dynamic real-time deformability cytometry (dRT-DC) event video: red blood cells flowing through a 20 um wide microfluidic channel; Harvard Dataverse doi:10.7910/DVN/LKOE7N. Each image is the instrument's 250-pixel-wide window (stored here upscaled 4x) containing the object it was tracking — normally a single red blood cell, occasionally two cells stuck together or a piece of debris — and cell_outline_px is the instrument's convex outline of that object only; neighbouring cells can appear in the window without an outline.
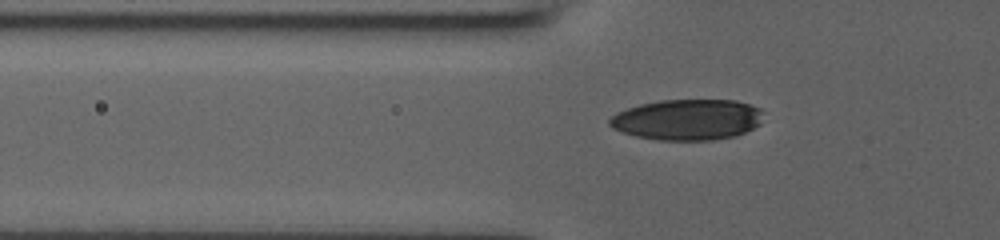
{"species": "human", "species_latin": "Homo sapiens", "temperature_condition": "room temperature", "stored_images_in_passage": 30, "camera_frame_rate_fps": 3000, "um_per_image_px": 0.085, "donor": {"sex": "male"}, "frame": {"image": 1, "passage_image": 3, "time_ms": 0.667, "image_size_px": [1000, 240], "cell_outline_px": [[764, 112], [760, 124], [736, 136], [712, 140], [660, 140], [636, 136], [612, 128], [608, 124], [608, 120], [616, 112], [640, 104], [660, 100], [736, 100], [760, 108]], "centroid_in_image_um": [58.44, 10.16], "position_along_channel_um": 67.4, "area_um2": 36.65}}
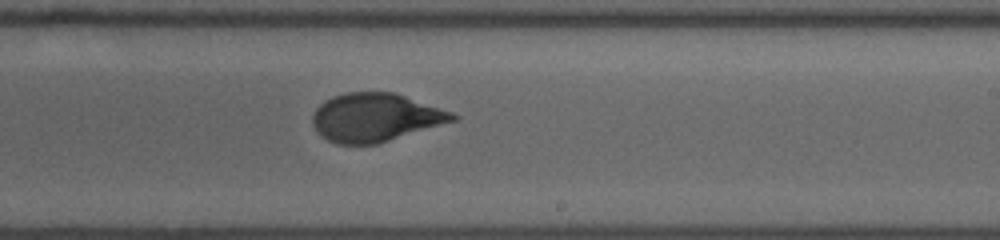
{"frame": {"image": 2, "passage_image": 17, "time_ms": 5.333, "image_size_px": [1000, 240], "cell_outline_px": [[460, 116], [456, 120], [376, 144], [336, 144], [328, 140], [312, 124], [312, 116], [316, 108], [324, 100], [332, 96], [348, 92], [396, 92], [452, 112]], "centroid_in_image_um": [31.91, 9.96], "position_along_channel_um": 257.1, "area_um2": 39.25}}
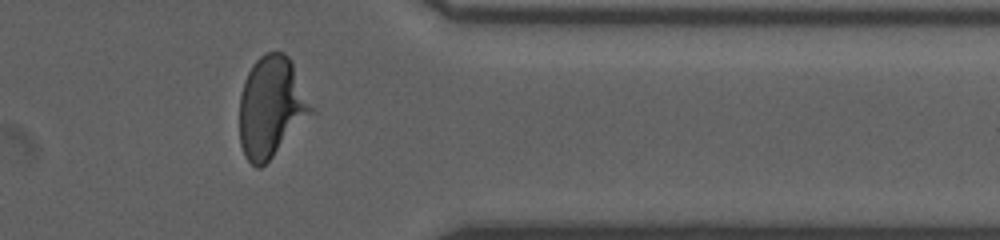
{"frame": {"image": 3, "passage_image": 27, "time_ms": 8.667, "image_size_px": [1000, 240], "cell_outline_px": [[316, 112], [260, 168], [256, 168], [244, 156], [240, 144], [240, 92], [244, 80], [252, 64], [264, 52], [284, 52], [288, 56]], "centroid_in_image_um": [23.06, 9.09], "position_along_channel_um": 388.3, "area_um2": 42.14}}